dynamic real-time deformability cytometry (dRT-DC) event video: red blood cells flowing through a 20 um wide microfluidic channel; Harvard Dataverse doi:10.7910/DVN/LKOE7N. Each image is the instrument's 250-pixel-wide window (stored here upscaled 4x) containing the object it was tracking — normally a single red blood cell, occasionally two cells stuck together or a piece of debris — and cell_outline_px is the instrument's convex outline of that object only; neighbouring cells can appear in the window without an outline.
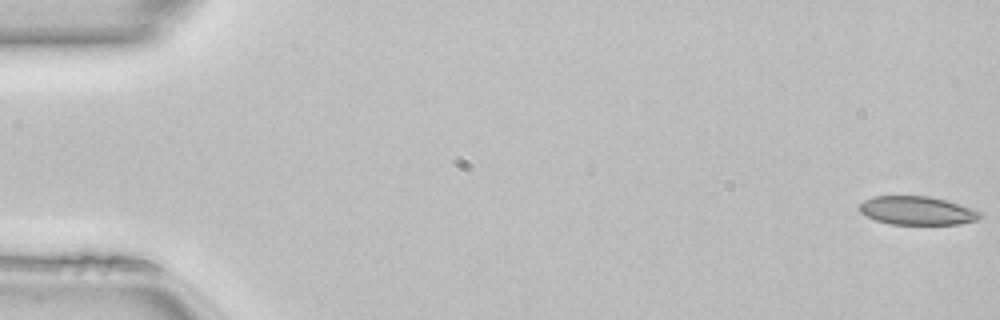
{"species": "common noctule bat (a hibernating species)", "species_latin": "Nyctalus noctula", "temperature_condition": "room temperature", "stored_images_in_passage": 50, "camera_frame_rate_fps": 3000, "um_per_image_px": 0.085, "animal": {"sex": "female", "body_mass_g": 22.7, "forearm_length_mm": 54.2}, "frame": {"image": 1, "passage_image": 1, "time_ms": 0.0, "image_size_px": [1000, 320], "cell_outline_px": [[984, 216], [976, 220], [960, 224], [888, 224], [876, 220], [860, 212], [860, 204], [864, 200], [872, 196], [928, 196], [948, 200], [976, 208], [984, 212]], "centroid_in_image_um": [78.05, 17.89], "position_along_channel_um": 7.0, "area_um2": 20.4}}
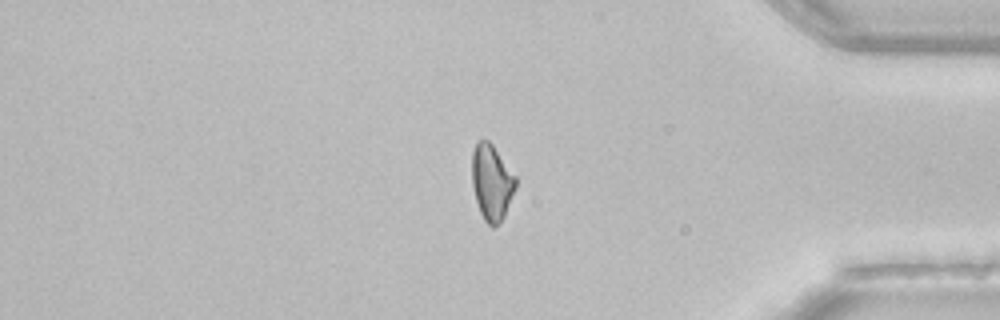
{"frame": {"image": 2, "passage_image": 42, "time_ms": 13.667, "image_size_px": [1000, 320], "cell_outline_px": [[516, 188], [504, 216], [500, 224], [492, 228], [484, 220], [480, 212], [476, 200], [472, 184], [472, 152], [476, 140], [488, 140], [492, 144], [516, 176]], "centroid_in_image_um": [41.79, 15.5], "position_along_channel_um": 393.4, "area_um2": 19.42}}
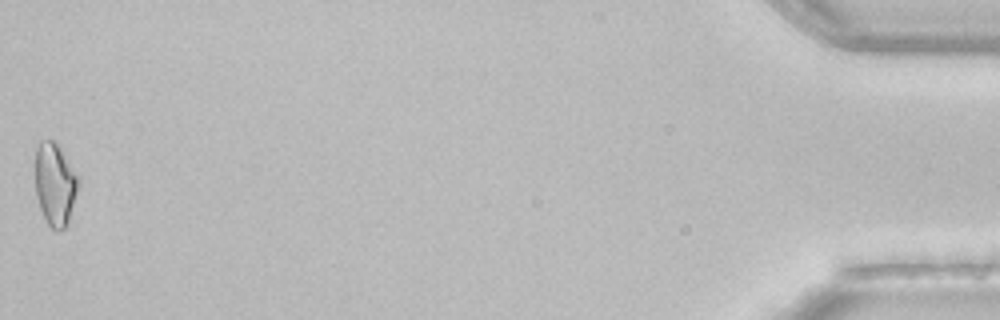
{"frame": {"image": 3, "passage_image": 50, "time_ms": 16.333, "image_size_px": [1000, 320], "cell_outline_px": [[80, 180], [68, 224], [64, 228], [56, 232], [48, 224], [40, 208], [36, 196], [36, 148], [40, 140], [56, 140], [80, 176]], "centroid_in_image_um": [4.71, 15.62], "position_along_channel_um": 430.5, "area_um2": 21.1}, "authors_computed_cell_mechanics": {"area_um2": 20.3745, "velocity_mm_per_s": 4.1422, "shape_relaxation_time_tau1_ms": null, "shape_relaxation_time_tau2_ms": 6.2588, "deformation_change_tau1": null, "deformation_change_tau2": 0.1308}}